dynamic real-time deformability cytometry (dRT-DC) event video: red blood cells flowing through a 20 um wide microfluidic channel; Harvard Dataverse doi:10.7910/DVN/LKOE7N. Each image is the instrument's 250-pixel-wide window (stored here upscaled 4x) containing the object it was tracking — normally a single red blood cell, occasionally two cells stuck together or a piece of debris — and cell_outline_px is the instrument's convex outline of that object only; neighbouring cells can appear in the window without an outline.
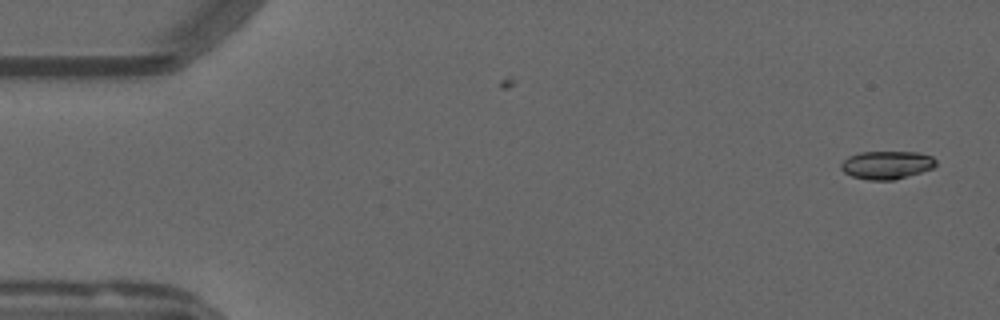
{"species": "common noctule bat (a hibernating species)", "species_latin": "Nyctalus noctula", "temperature_condition": "warm", "stored_images_in_passage": 4, "camera_frame_rate_fps": 3000, "um_per_image_px": 0.085, "animal": {"sex": "male", "forearm_length_mm": 52.5}, "frame": {"image": 1, "passage_image": 2, "time_ms": 0.333, "image_size_px": [1000, 320], "cell_outline_px": [[936, 164], [932, 168], [920, 172], [892, 180], [868, 180], [852, 176], [844, 172], [840, 168], [840, 164], [848, 156], [860, 152], [920, 152], [932, 156], [936, 160]], "centroid_in_image_um": [75.35, 14.01], "position_along_channel_um": 9.7, "area_um2": 15.49}}